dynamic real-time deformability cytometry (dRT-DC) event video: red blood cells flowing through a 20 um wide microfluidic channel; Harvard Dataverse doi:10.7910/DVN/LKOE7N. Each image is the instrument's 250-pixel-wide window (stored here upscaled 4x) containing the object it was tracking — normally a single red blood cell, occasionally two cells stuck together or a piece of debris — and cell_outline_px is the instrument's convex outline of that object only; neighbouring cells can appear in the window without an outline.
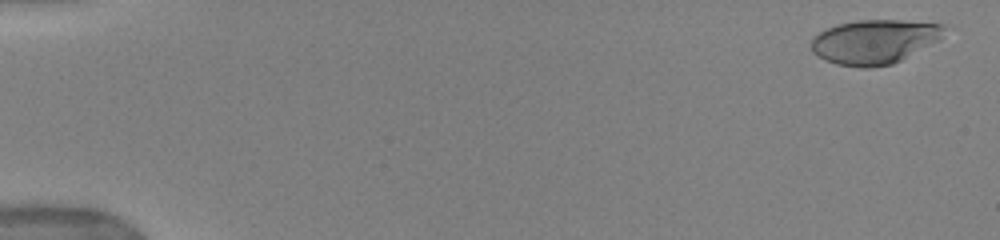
{"species": "human", "species_latin": "Homo sapiens", "temperature_condition": "warm", "stored_images_in_passage": 50, "camera_frame_rate_fps": 3000, "um_per_image_px": 0.085, "donor": {"sex": "female"}, "frame": {"image": 1, "passage_image": 2, "time_ms": 0.333, "image_size_px": [1000, 240], "cell_outline_px": [[944, 28], [940, 36], [936, 40], [900, 60], [892, 64], [872, 68], [860, 68], [836, 64], [824, 60], [812, 52], [812, 36], [836, 24], [856, 20], [900, 20], [944, 24]], "centroid_in_image_um": [74.24, 3.54], "position_along_channel_um": 10.8, "area_um2": 33.99}}
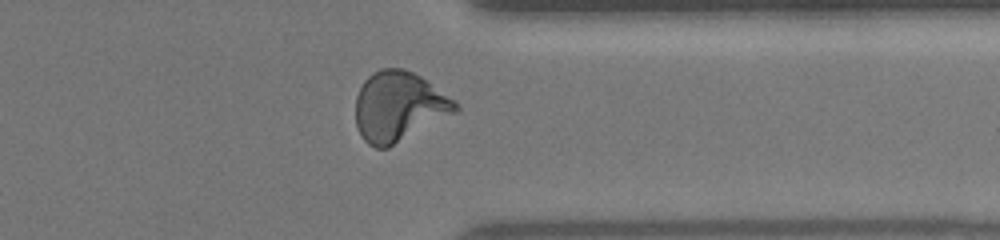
{"frame": {"image": 2, "passage_image": 41, "time_ms": 13.667, "image_size_px": [1000, 240], "cell_outline_px": [[460, 108], [456, 112], [388, 148], [376, 148], [368, 144], [364, 140], [356, 124], [356, 96], [364, 80], [372, 72], [380, 68], [404, 68], [420, 76], [456, 100]], "centroid_in_image_um": [33.9, 9.04], "position_along_channel_um": 377.5, "area_um2": 40.52}}
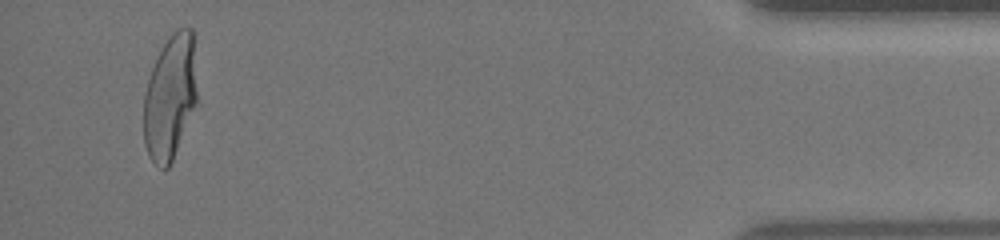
{"frame": {"image": 3, "passage_image": 49, "time_ms": 16.333, "image_size_px": [1000, 240], "cell_outline_px": [[196, 100], [172, 160], [168, 168], [156, 168], [148, 156], [144, 144], [144, 92], [152, 68], [160, 48], [168, 36], [176, 28], [192, 28], [196, 92]], "centroid_in_image_um": [14.41, 8.25], "position_along_channel_um": 420.8, "area_um2": 38.32}, "authors_computed_cell_mechanics": {"area_um2": 38.2925, "velocity_mm_per_s": 3.9546, "shape_relaxation_time_tau1_ms": 4.4628, "shape_relaxation_time_tau2_ms": null, "deformation_change_tau1": 0.2224, "deformation_change_tau2": null}}